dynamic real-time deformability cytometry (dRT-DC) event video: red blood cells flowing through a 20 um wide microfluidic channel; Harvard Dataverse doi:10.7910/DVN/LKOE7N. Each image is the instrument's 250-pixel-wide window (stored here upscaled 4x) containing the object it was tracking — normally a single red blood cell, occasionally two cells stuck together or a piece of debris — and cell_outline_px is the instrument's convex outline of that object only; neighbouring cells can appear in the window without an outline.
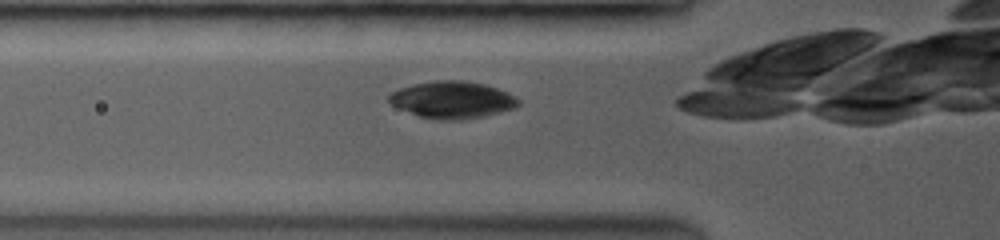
{"species": "common noctule bat (a hibernating species)", "species_latin": "Nyctalus noctula", "temperature_condition": "room temperature", "stored_images_in_passage": 12, "camera_frame_rate_fps": 3500, "um_per_image_px": 0.085, "animal": {"sex": "female", "body_mass_g": 19.0, "forearm_length_mm": 53.3}, "frame": {"image": 1, "passage_image": 2, "time_ms": 0.571, "image_size_px": [1000, 240], "cell_outline_px": [[520, 104], [512, 108], [500, 112], [484, 116], [460, 120], [440, 120], [420, 116], [400, 108], [392, 104], [388, 100], [388, 96], [392, 92], [400, 88], [412, 84], [432, 80], [464, 80], [484, 84], [496, 88], [520, 100]], "centroid_in_image_um": [38.42, 8.47], "position_along_channel_um": 87.4, "area_um2": 27.63}}
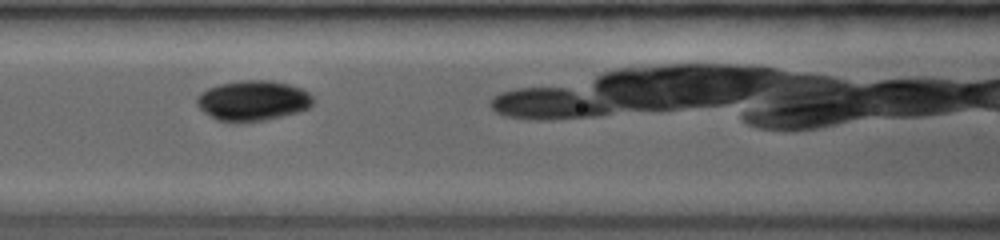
{"frame": {"image": 2, "passage_image": 6, "time_ms": 2.0, "image_size_px": [1000, 240], "cell_outline_px": [[312, 104], [308, 108], [296, 112], [280, 116], [260, 120], [216, 120], [204, 112], [200, 108], [196, 100], [208, 88], [220, 84], [240, 80], [272, 80], [288, 84], [300, 88], [308, 92], [312, 96]], "centroid_in_image_um": [21.51, 8.52], "position_along_channel_um": 145.1, "area_um2": 26.41}}